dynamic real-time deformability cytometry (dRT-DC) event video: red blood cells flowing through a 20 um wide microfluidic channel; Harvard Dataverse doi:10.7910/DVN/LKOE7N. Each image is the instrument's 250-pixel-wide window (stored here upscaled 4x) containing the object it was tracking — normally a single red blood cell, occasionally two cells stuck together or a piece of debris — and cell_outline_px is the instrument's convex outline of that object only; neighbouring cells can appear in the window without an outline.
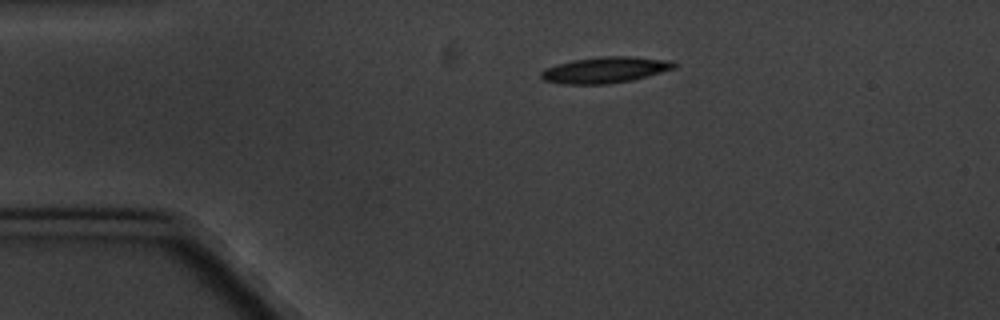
{"species": "common noctule bat (a hibernating species)", "species_latin": "Nyctalus noctula", "temperature_condition": "cold", "stored_images_in_passage": 8, "camera_frame_rate_fps": 3000, "um_per_image_px": 0.085, "animal": {"sex": "male", "body_mass_g": 20.1, "forearm_length_mm": 53.5}, "frame": {"image": 1, "passage_image": 1, "time_ms": 0.0, "image_size_px": [1000, 320], "cell_outline_px": [[676, 68], [632, 80], [608, 84], [564, 84], [544, 80], [540, 76], [540, 72], [556, 64], [572, 60], [600, 56], [632, 56], [672, 60], [676, 64]], "centroid_in_image_um": [51.46, 5.93], "position_along_channel_um": 33.5, "area_um2": 20.29}}
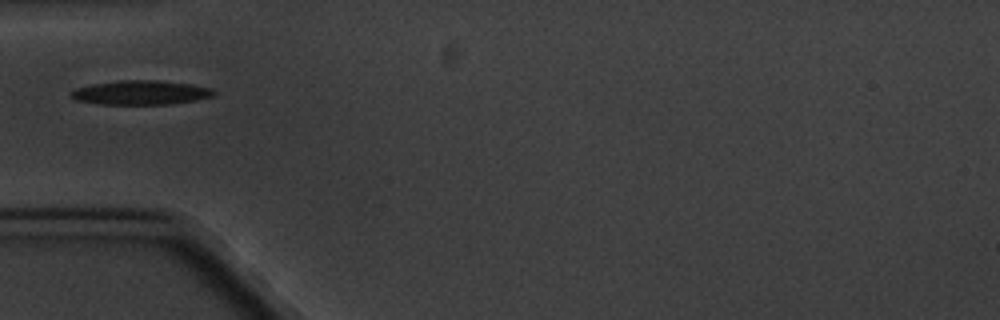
{"frame": {"image": 2, "passage_image": 3, "time_ms": 2.333, "image_size_px": [1000, 320], "cell_outline_px": [[216, 92], [212, 96], [196, 100], [172, 104], [100, 104], [76, 100], [68, 96], [68, 92], [76, 88], [92, 84], [120, 80], [156, 80], [192, 84], [212, 88]], "centroid_in_image_um": [11.94, 7.87], "position_along_channel_um": 73.1, "area_um2": 20.29}}
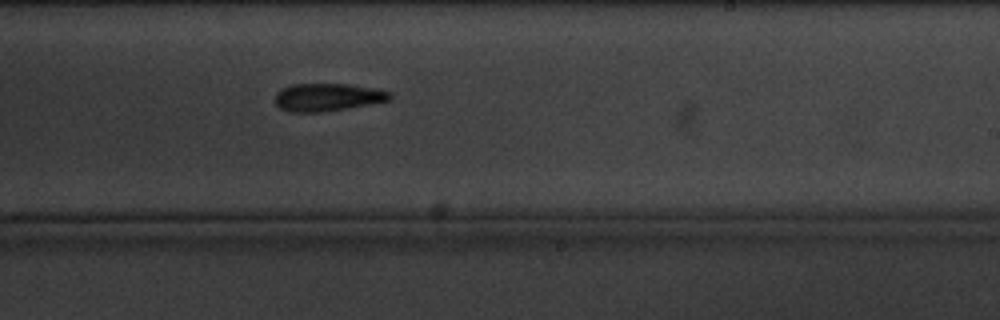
{"frame": {"image": 3, "passage_image": 8, "time_ms": 8.0, "image_size_px": [1000, 320], "cell_outline_px": [[392, 100], [320, 112], [288, 112], [280, 108], [276, 104], [276, 92], [292, 84], [348, 84], [376, 88], [392, 92]], "centroid_in_image_um": [27.86, 8.25], "position_along_channel_um": 261.1, "area_um2": 18.5}}